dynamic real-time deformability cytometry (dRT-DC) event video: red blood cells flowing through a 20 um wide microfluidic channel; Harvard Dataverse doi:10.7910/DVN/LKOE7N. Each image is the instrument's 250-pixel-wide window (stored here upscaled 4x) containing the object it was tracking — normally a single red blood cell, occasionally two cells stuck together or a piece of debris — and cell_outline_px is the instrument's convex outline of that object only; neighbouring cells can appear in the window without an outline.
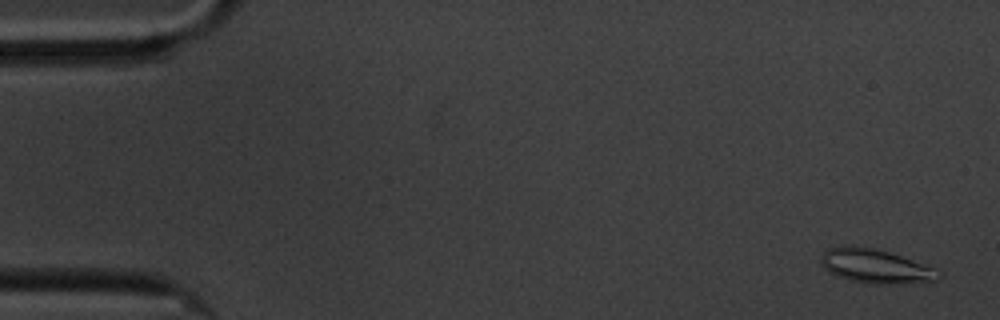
{"species": "common noctule bat (a hibernating species)", "species_latin": "Nyctalus noctula", "temperature_condition": "cold", "stored_images_in_passage": 60, "camera_frame_rate_fps": 3000, "um_per_image_px": 0.085, "animal": {"sex": "male", "body_mass_g": 20.1, "forearm_length_mm": 53.5}, "frame": {"image": 1, "passage_image": 2, "time_ms": 0.333, "image_size_px": [1000, 320], "cell_outline_px": [[940, 280], [892, 284], [872, 284], [852, 280], [836, 276], [828, 272], [820, 264], [820, 256], [828, 248], [844, 244], [856, 244], [876, 248], [936, 268], [940, 272]], "centroid_in_image_um": [74.36, 22.6], "position_along_channel_um": 10.6, "area_um2": 23.7}}
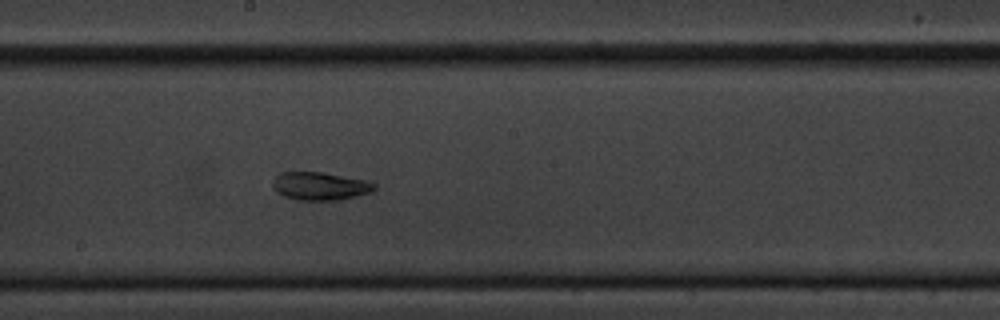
{"frame": {"image": 2, "passage_image": 32, "time_ms": 10.333, "image_size_px": [1000, 320], "cell_outline_px": [[376, 188], [372, 192], [356, 196], [336, 200], [300, 200], [284, 196], [276, 192], [272, 188], [272, 180], [280, 172], [324, 172], [364, 180], [376, 184]], "centroid_in_image_um": [27.17, 15.81], "position_along_channel_um": 221.0, "area_um2": 16.65}}
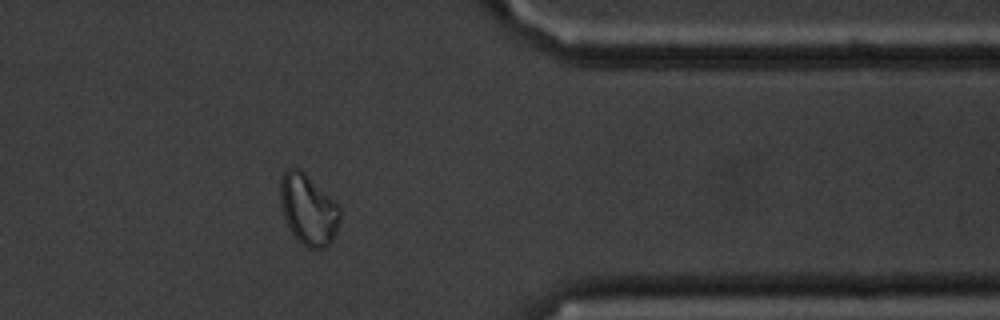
{"frame": {"image": 3, "passage_image": 48, "time_ms": 15.667, "image_size_px": [1000, 320], "cell_outline_px": [[340, 220], [336, 232], [332, 240], [324, 248], [308, 248], [296, 240], [284, 216], [280, 200], [280, 176], [288, 168], [300, 168], [340, 208]], "centroid_in_image_um": [26.18, 17.81], "position_along_channel_um": 385.2, "area_um2": 24.22}, "authors_computed_cell_mechanics": {"area_um2": 19.6231, "velocity_mm_per_s": 3.3512, "shape_relaxation_time_tau1_ms": null, "shape_relaxation_time_tau2_ms": 7.5982, "deformation_change_tau1": null, "deformation_change_tau2": 0.1195}}